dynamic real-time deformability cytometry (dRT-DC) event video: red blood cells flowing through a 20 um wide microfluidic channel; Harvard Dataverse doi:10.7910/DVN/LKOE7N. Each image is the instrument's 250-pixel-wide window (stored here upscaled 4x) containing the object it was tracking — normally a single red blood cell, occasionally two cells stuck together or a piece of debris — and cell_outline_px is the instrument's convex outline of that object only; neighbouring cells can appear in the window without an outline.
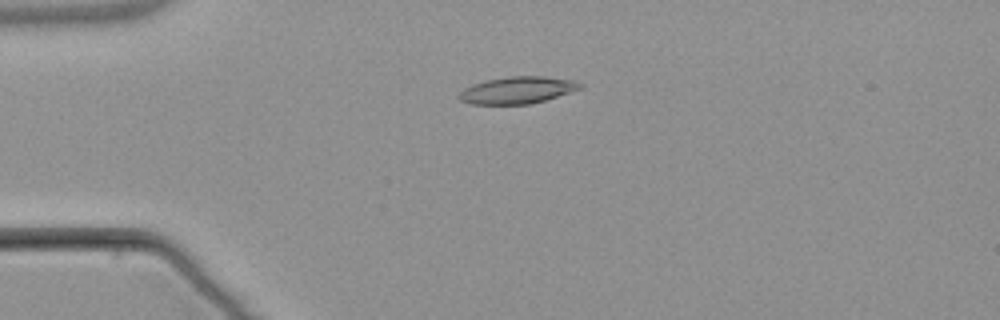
{"species": "common noctule bat (a hibernating species)", "species_latin": "Nyctalus noctula", "temperature_condition": "warm", "stored_images_in_passage": 7, "camera_frame_rate_fps": 3000, "um_per_image_px": 0.085, "animal": {"sex": "male", "body_mass_g": 21.5, "forearm_length_mm": 52.0}, "frame": {"image": 1, "passage_image": 4, "time_ms": 3.667, "image_size_px": [1000, 320], "cell_outline_px": [[584, 88], [532, 104], [472, 104], [460, 100], [456, 96], [464, 88], [472, 84], [484, 80], [508, 76], [544, 76], [576, 80], [584, 84]], "centroid_in_image_um": [44.01, 7.65], "position_along_channel_um": 41.0, "area_um2": 19.36}}
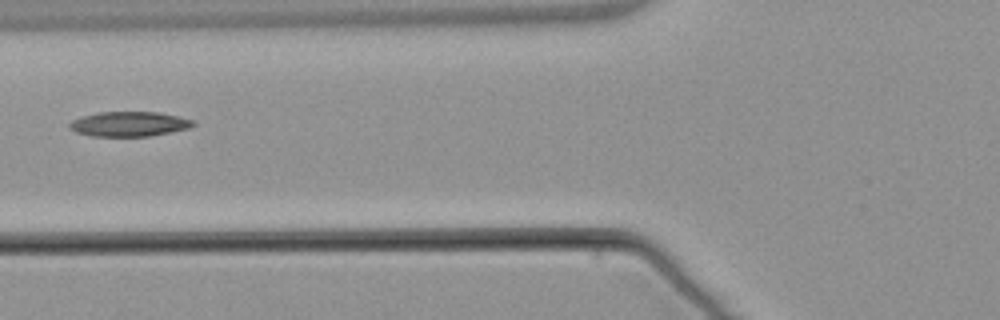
{"frame": {"image": 2, "passage_image": 6, "time_ms": 6.333, "image_size_px": [1000, 320], "cell_outline_px": [[196, 124], [188, 128], [148, 136], [92, 136], [76, 132], [68, 128], [68, 124], [72, 120], [84, 116], [100, 112], [160, 112], [192, 120]], "centroid_in_image_um": [10.94, 10.54], "position_along_channel_um": 114.9, "area_um2": 17.63}}